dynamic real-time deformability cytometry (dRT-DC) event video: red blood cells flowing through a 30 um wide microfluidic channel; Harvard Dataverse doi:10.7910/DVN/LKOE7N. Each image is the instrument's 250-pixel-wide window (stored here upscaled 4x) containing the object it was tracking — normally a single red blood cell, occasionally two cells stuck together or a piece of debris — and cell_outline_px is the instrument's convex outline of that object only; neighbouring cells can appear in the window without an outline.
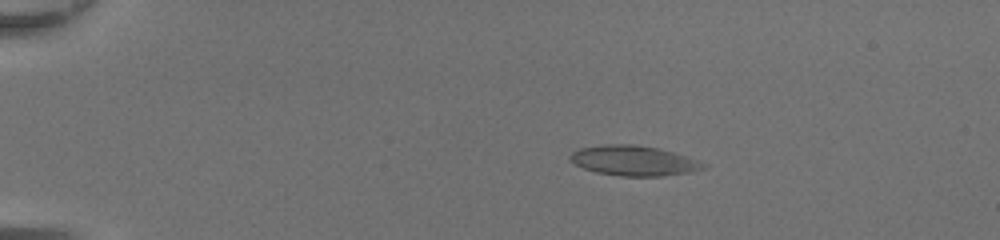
{"species": "common noctule bat (a hibernating species)", "species_latin": "Nyctalus noctula", "temperature_condition": "room temperature", "stored_images_in_passage": 40, "camera_frame_rate_fps": 3000, "um_per_image_px": 0.085, "animal": {"sex": "female", "body_mass_g": 20.0, "forearm_length_mm": 54.0}, "frame": {"image": 1, "passage_image": 1, "time_ms": 0.0, "image_size_px": [1000, 240], "cell_outline_px": [[708, 164], [704, 168], [692, 172], [660, 176], [620, 176], [596, 172], [584, 168], [568, 160], [568, 156], [572, 152], [580, 148], [604, 144], [632, 144], [656, 148], [672, 152]], "centroid_in_image_um": [53.83, 13.66], "position_along_channel_um": 31.2, "area_um2": 23.18}}
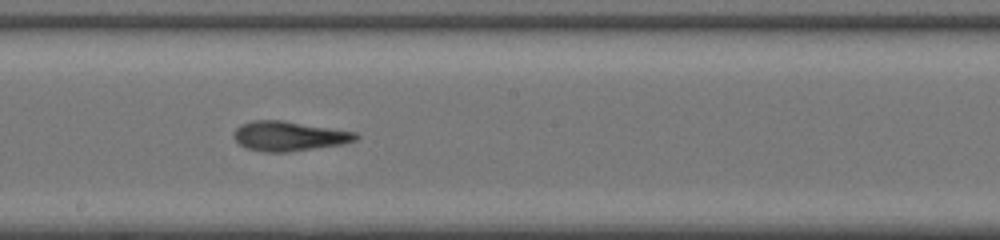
{"frame": {"image": 2, "passage_image": 20, "time_ms": 6.333, "image_size_px": [1000, 240], "cell_outline_px": [[360, 136], [356, 140], [340, 144], [288, 152], [264, 152], [244, 148], [232, 136], [236, 128], [240, 124], [252, 120], [284, 120], [356, 132]], "centroid_in_image_um": [24.52, 11.56], "position_along_channel_um": 223.7, "area_um2": 21.15}}
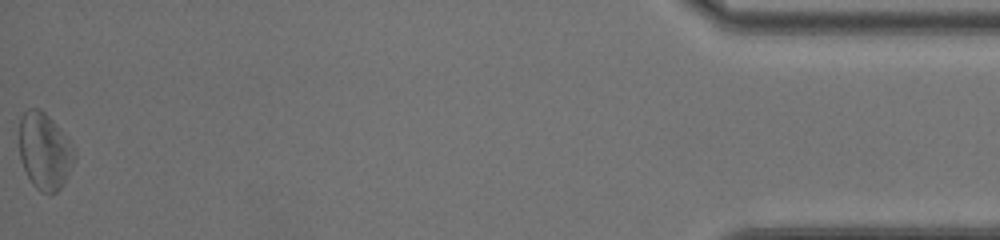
{"frame": {"image": 3, "passage_image": 40, "time_ms": 13.0, "image_size_px": [1000, 240], "cell_outline_px": [[76, 156], [64, 184], [56, 192], [48, 196], [40, 192], [32, 184], [20, 160], [20, 116], [28, 108], [40, 108], [52, 120], [68, 140], [76, 152]], "centroid_in_image_um": [3.79, 12.88], "position_along_channel_um": 431.4, "area_um2": 24.62}, "authors_computed_cell_mechanics": {"area_um2": 21.9929, "velocity_mm_per_s": 4.3777, "shape_relaxation_time_tau1_ms": 5.9233, "shape_relaxation_time_tau2_ms": 2.5106, "deformation_change_tau1": 0.1732, "deformation_change_tau2": 0.1328}}